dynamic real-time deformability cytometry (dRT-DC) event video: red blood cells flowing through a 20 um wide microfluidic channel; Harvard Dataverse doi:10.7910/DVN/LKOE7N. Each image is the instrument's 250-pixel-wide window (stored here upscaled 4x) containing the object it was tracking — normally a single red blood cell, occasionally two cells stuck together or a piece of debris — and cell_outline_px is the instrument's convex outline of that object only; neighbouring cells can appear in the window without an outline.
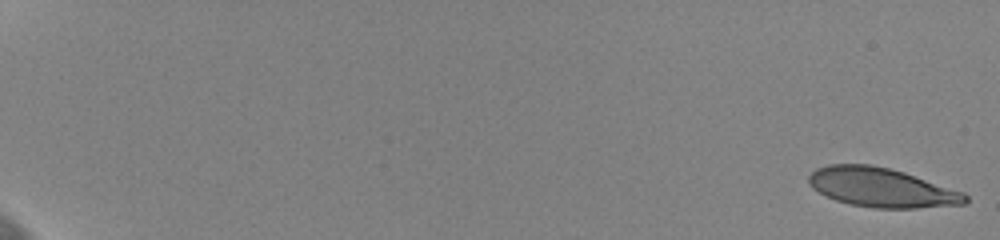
{"species": "human", "species_latin": "Homo sapiens", "temperature_condition": "cold", "stored_images_in_passage": 58, "camera_frame_rate_fps": 3000, "um_per_image_px": 0.085, "donor": {"sex": "female"}, "frame": {"image": 1, "passage_image": 1, "time_ms": 0.0, "image_size_px": [1000, 240], "cell_outline_px": [[968, 200], [964, 204], [916, 208], [872, 208], [852, 204], [836, 200], [812, 188], [808, 184], [808, 176], [816, 168], [828, 164], [872, 164], [904, 172], [964, 192], [968, 196]], "centroid_in_image_um": [74.92, 15.93], "position_along_channel_um": 10.1, "area_um2": 35.72}}
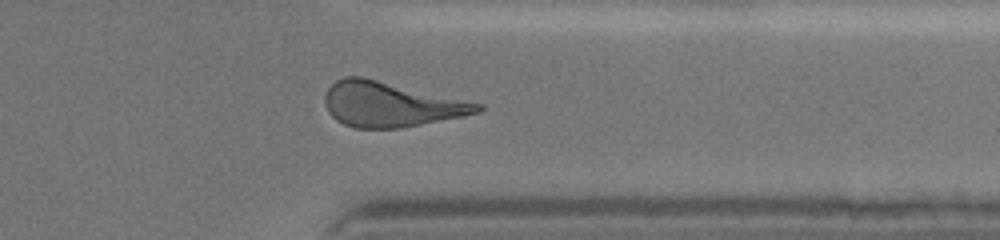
{"frame": {"image": 2, "passage_image": 49, "time_ms": 16.0, "image_size_px": [1000, 240], "cell_outline_px": [[484, 108], [480, 112], [464, 116], [400, 128], [356, 128], [344, 124], [336, 120], [328, 112], [324, 100], [324, 96], [328, 88], [336, 80], [344, 76], [364, 76], [484, 104]], "centroid_in_image_um": [33.21, 8.86], "position_along_channel_um": 378.2, "area_um2": 40.17}}
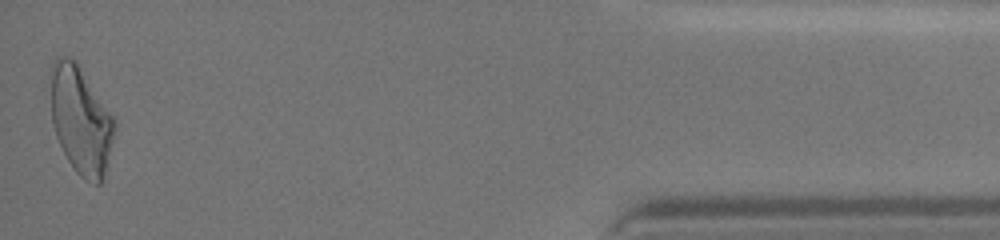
{"frame": {"image": 3, "passage_image": 58, "time_ms": 19.0, "image_size_px": [1000, 240], "cell_outline_px": [[116, 128], [104, 180], [100, 184], [96, 184], [84, 180], [76, 172], [68, 160], [56, 136], [52, 124], [52, 60], [56, 56], [64, 56], [76, 60], [116, 120]], "centroid_in_image_um": [6.9, 10.24], "position_along_channel_um": 428.3, "area_um2": 40.11}, "authors_computed_cell_mechanics": {"area_um2": 38.6104, "velocity_mm_per_s": 3.636, "shape_relaxation_time_tau1_ms": 5.2266, "shape_relaxation_time_tau2_ms": 1.6864, "deformation_change_tau1": 0.2005, "deformation_change_tau2": 0.1224}}